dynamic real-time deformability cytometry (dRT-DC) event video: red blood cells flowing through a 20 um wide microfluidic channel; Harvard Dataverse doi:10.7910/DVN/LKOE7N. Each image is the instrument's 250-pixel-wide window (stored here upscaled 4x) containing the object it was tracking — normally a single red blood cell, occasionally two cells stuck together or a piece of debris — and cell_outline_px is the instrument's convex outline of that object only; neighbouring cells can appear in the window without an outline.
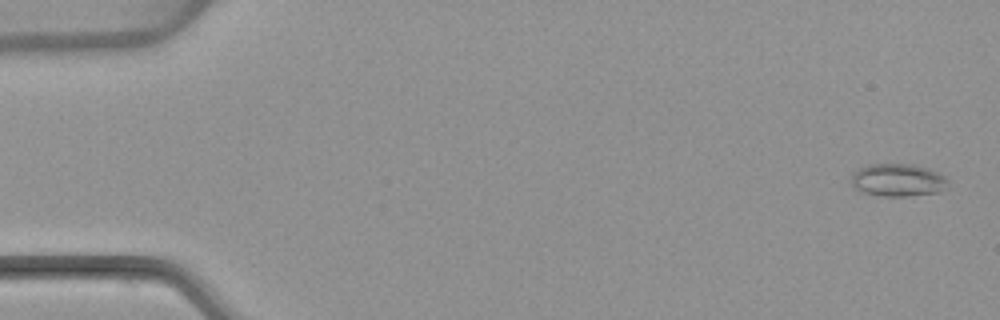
{"species": "common noctule bat (a hibernating species)", "species_latin": "Nyctalus noctula", "temperature_condition": "warm", "stored_images_in_passage": 53, "camera_frame_rate_fps": 3000, "um_per_image_px": 0.085, "animal": {"sex": "female", "body_mass_g": 22.7, "forearm_length_mm": 54.2}, "frame": {"image": 1, "passage_image": 2, "time_ms": 0.333, "image_size_px": [1000, 320], "cell_outline_px": [[948, 184], [940, 192], [904, 196], [880, 196], [860, 192], [852, 184], [852, 172], [856, 168], [868, 164], [912, 164], [928, 168], [944, 176], [948, 180]], "centroid_in_image_um": [76.28, 15.3], "position_along_channel_um": 8.7, "area_um2": 18.55}}
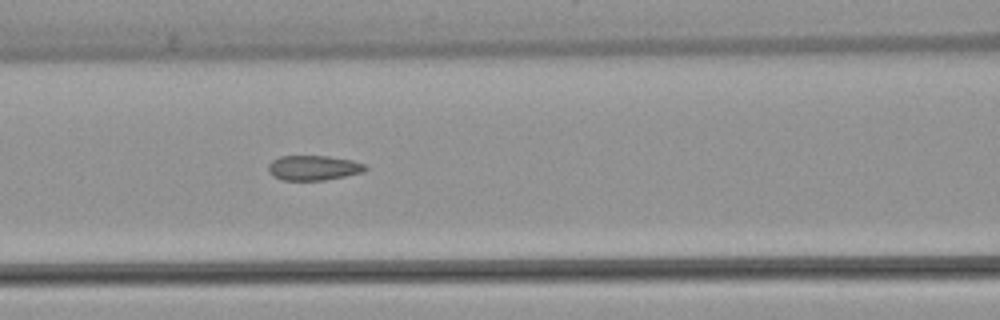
{"frame": {"image": 2, "passage_image": 23, "time_ms": 7.333, "image_size_px": [1000, 320], "cell_outline_px": [[368, 168], [364, 172], [324, 180], [284, 180], [272, 176], [268, 172], [268, 164], [272, 160], [280, 156], [328, 156], [352, 160], [364, 164]], "centroid_in_image_um": [26.63, 14.26], "position_along_channel_um": 140.0, "area_um2": 14.1}}
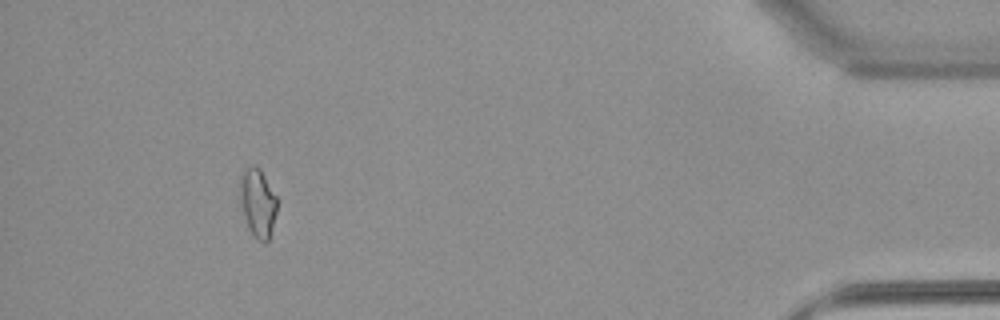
{"frame": {"image": 3, "passage_image": 49, "time_ms": 16.0, "image_size_px": [1000, 320], "cell_outline_px": [[276, 212], [268, 240], [264, 244], [256, 240], [248, 228], [240, 204], [240, 176], [244, 168], [252, 164], [260, 168], [276, 196]], "centroid_in_image_um": [21.88, 17.23], "position_along_channel_um": 413.3, "area_um2": 14.85}, "authors_computed_cell_mechanics": {"area_um2": 14.7968, "velocity_mm_per_s": 3.8966, "shape_relaxation_time_tau1_ms": null, "shape_relaxation_time_tau2_ms": 1.5305, "deformation_change_tau1": null, "deformation_change_tau2": 0.083}}